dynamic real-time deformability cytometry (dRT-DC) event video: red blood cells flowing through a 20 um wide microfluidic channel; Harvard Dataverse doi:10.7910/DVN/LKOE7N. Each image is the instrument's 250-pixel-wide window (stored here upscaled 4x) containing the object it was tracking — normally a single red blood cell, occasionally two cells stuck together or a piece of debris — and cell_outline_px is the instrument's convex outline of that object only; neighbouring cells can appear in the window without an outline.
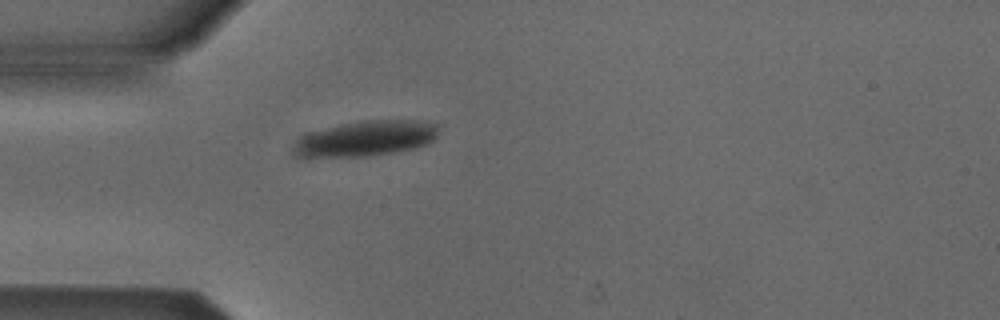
{"species": "Egyptian fruit bat (a non-hibernating species)", "species_latin": "Rousettus aegyptiacus", "temperature_condition": "cold", "stored_images_in_passage": 1, "camera_frame_rate_fps": 3000, "um_per_image_px": 0.085, "animal": {"sex": "male"}, "frame": {"image": 1, "passage_image": 1, "time_ms": 0.0, "image_size_px": [1000, 320], "cell_outline_px": [[440, 128], [436, 136], [432, 140], [424, 144], [412, 148], [396, 152], [368, 156], [300, 156], [296, 152], [296, 144], [308, 132], [356, 120], [420, 120], [440, 124]], "centroid_in_image_um": [31.2, 11.73], "position_along_channel_um": 53.8, "area_um2": 29.48}}